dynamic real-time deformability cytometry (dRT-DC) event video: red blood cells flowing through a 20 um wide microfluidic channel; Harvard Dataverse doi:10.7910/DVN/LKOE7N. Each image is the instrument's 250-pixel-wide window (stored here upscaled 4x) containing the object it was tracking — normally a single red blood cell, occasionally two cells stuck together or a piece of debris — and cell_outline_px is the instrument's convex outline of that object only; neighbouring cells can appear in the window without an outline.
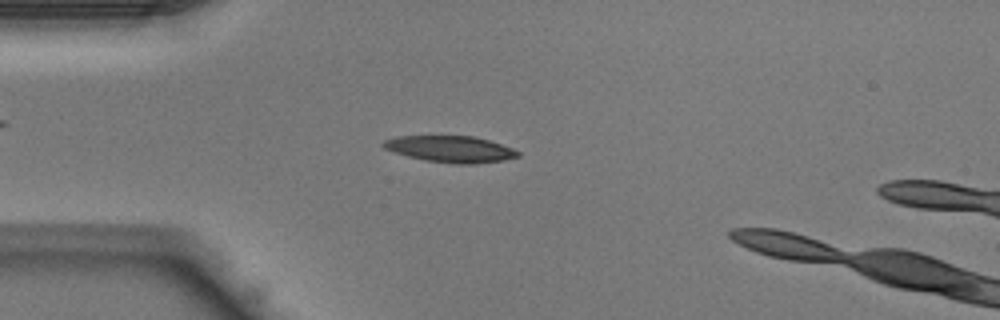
{"species": "Egyptian fruit bat (a non-hibernating species)", "species_latin": "Rousettus aegyptiacus", "temperature_condition": "warm", "stored_images_in_passage": 38, "camera_frame_rate_fps": 3000, "um_per_image_px": 0.085, "animal": {"sex": "male"}, "frame": {"image": 1, "passage_image": 10, "time_ms": 3.0, "image_size_px": [1000, 320], "cell_outline_px": [[520, 156], [504, 160], [476, 164], [456, 164], [424, 160], [408, 156], [384, 148], [380, 144], [384, 140], [396, 136], [472, 136], [488, 140], [512, 148], [520, 152]], "centroid_in_image_um": [38.29, 12.67], "position_along_channel_um": 46.7, "area_um2": 20.69}}
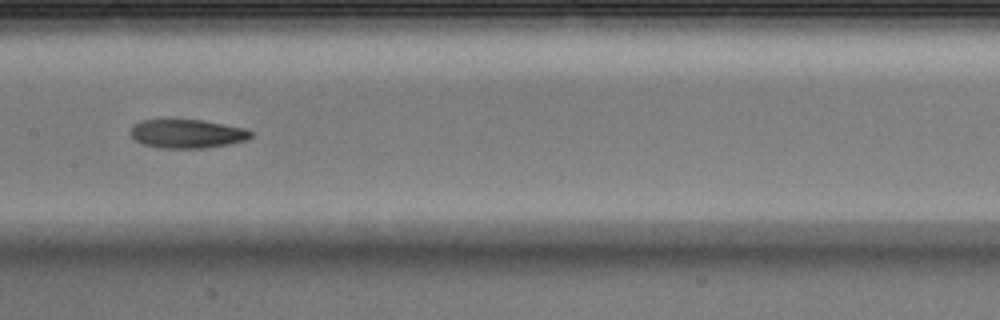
{"frame": {"image": 2, "passage_image": 20, "time_ms": 6.333, "image_size_px": [1000, 320], "cell_outline_px": [[252, 136], [248, 140], [228, 144], [204, 148], [160, 148], [144, 144], [136, 140], [128, 132], [132, 124], [140, 120], [204, 120], [244, 128], [252, 132]], "centroid_in_image_um": [15.88, 11.36], "position_along_channel_um": 191.5, "area_um2": 20.23}}
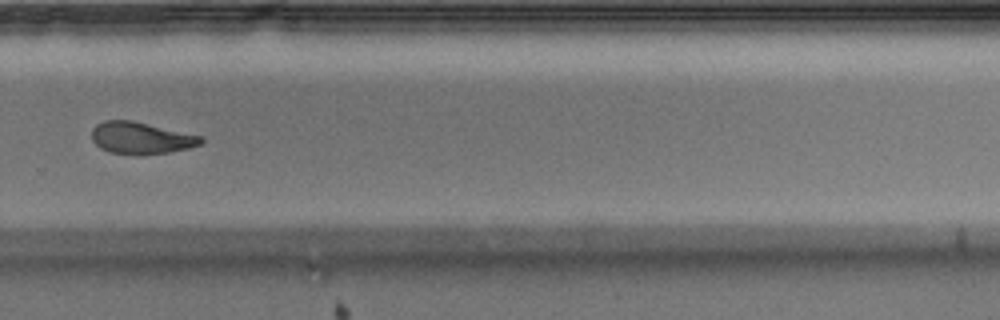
{"frame": {"image": 3, "passage_image": 28, "time_ms": 9.0, "image_size_px": [1000, 320], "cell_outline_px": [[204, 140], [200, 144], [188, 148], [168, 152], [112, 152], [100, 148], [92, 140], [92, 128], [96, 124], [104, 120], [132, 120], [204, 136]], "centroid_in_image_um": [12.0, 11.67], "position_along_channel_um": 317.8, "area_um2": 19.71}}